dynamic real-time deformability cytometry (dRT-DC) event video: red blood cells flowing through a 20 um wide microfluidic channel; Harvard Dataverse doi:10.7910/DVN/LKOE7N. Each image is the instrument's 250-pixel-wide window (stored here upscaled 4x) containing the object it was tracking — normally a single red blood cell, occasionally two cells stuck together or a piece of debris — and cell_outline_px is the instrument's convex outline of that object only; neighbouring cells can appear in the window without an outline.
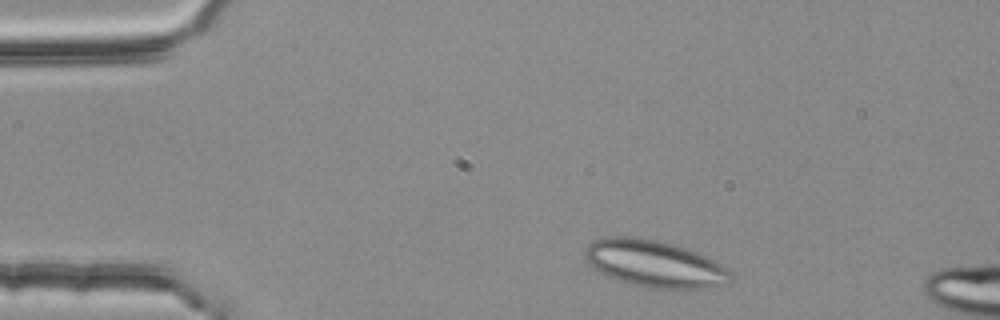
{"species": "common noctule bat (a hibernating species)", "species_latin": "Nyctalus noctula", "temperature_condition": "room temperature", "stored_images_in_passage": 2, "camera_frame_rate_fps": 3000, "um_per_image_px": 0.085, "animal": {"sex": "female", "body_mass_g": 25.1}, "frame": {"image": 1, "passage_image": 1, "time_ms": 0.0, "image_size_px": [1000, 320], "cell_outline_px": [[732, 280], [724, 284], [704, 288], [652, 288], [632, 284], [616, 280], [604, 276], [592, 268], [584, 256], [584, 252], [588, 244], [596, 240], [608, 236], [640, 236], [676, 244], [696, 252], [728, 268], [732, 272]], "centroid_in_image_um": [55.59, 22.4], "position_along_channel_um": 29.4, "area_um2": 40.06}}